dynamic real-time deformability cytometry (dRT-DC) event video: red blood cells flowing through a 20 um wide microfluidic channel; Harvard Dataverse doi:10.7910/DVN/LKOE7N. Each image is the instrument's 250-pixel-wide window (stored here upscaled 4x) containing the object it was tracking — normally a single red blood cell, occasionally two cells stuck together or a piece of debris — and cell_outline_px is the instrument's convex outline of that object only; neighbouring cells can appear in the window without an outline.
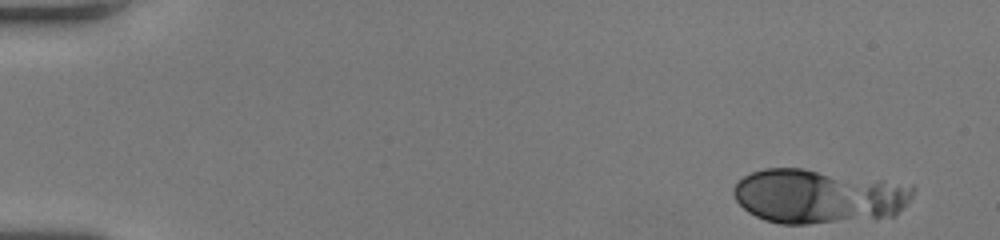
{"species": "human", "species_latin": "Homo sapiens", "temperature_condition": "room temperature", "stored_images_in_passage": 2, "camera_frame_rate_fps": 3000, "um_per_image_px": 0.085, "donor": {"sex": "female"}, "frame": {"image": 1, "passage_image": 1, "time_ms": 0.0, "image_size_px": [1000, 240], "cell_outline_px": [[916, 188], [912, 196], [892, 216], [876, 220], [808, 224], [780, 224], [764, 220], [748, 212], [736, 200], [732, 192], [732, 188], [744, 176], [752, 172], [764, 168], [804, 168], [912, 184]], "centroid_in_image_um": [69.58, 16.69], "position_along_channel_um": 15.4, "area_um2": 57.22}}